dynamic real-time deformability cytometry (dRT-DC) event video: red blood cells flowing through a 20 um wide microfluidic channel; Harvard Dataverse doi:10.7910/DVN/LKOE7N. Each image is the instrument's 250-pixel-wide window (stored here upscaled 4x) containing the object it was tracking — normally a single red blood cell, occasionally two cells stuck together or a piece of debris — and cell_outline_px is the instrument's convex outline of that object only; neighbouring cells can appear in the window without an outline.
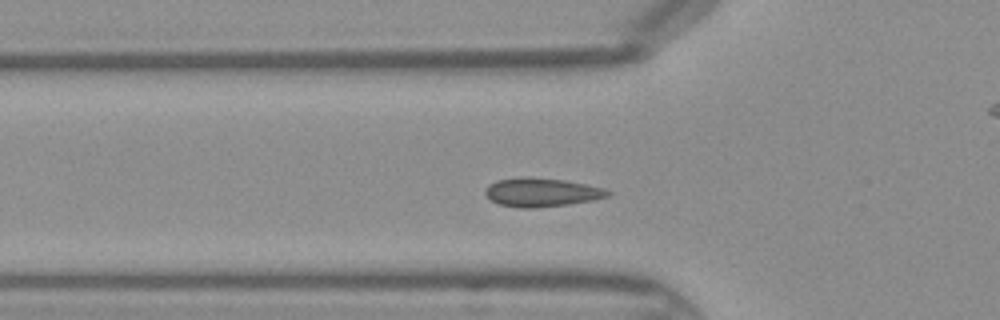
{"species": "Egyptian fruit bat (a non-hibernating species)", "species_latin": "Rousettus aegyptiacus", "temperature_condition": "warm", "stored_images_in_passage": 38, "camera_frame_rate_fps": 3000, "um_per_image_px": 0.085, "frame": {"image": 1, "passage_image": 7, "time_ms": 2.0, "image_size_px": [1000, 320], "cell_outline_px": [[612, 192], [608, 196], [592, 200], [568, 204], [536, 208], [520, 208], [500, 204], [492, 200], [484, 192], [488, 184], [500, 180], [524, 176], [528, 176], [564, 180], [604, 188]], "centroid_in_image_um": [46.03, 16.34], "position_along_channel_um": 79.8, "area_um2": 20.35}}
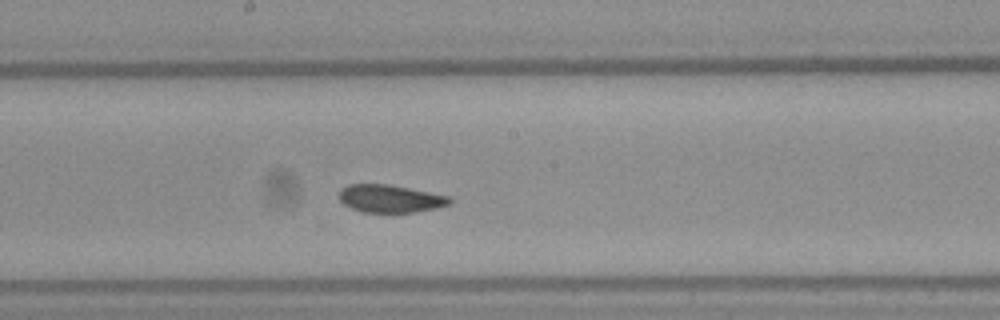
{"frame": {"image": 2, "passage_image": 16, "time_ms": 5.0, "image_size_px": [1000, 320], "cell_outline_px": [[452, 204], [436, 208], [416, 212], [360, 212], [344, 204], [340, 200], [340, 188], [348, 184], [384, 184], [408, 188], [452, 196]], "centroid_in_image_um": [33.2, 16.88], "position_along_channel_um": 215.0, "area_um2": 17.92}}
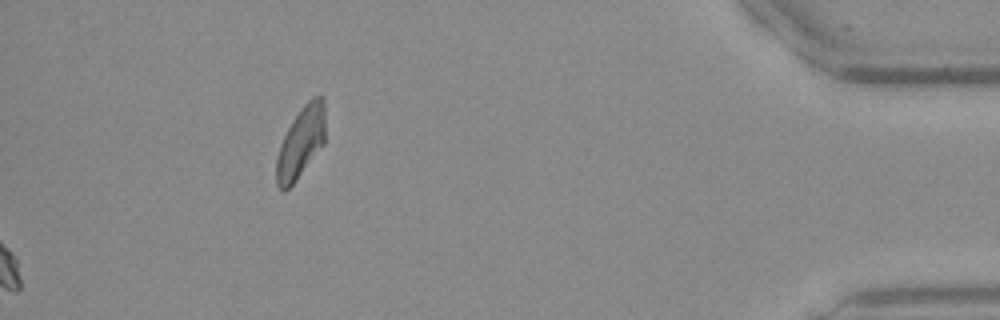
{"frame": {"image": 3, "passage_image": 38, "time_ms": 12.333, "image_size_px": [1000, 320], "cell_outline_px": [[324, 144], [296, 180], [284, 192], [276, 184], [276, 156], [280, 144], [292, 120], [304, 104], [312, 96], [324, 96]], "centroid_in_image_um": [25.56, 12.1], "position_along_channel_um": 409.6, "area_um2": 20.17}}